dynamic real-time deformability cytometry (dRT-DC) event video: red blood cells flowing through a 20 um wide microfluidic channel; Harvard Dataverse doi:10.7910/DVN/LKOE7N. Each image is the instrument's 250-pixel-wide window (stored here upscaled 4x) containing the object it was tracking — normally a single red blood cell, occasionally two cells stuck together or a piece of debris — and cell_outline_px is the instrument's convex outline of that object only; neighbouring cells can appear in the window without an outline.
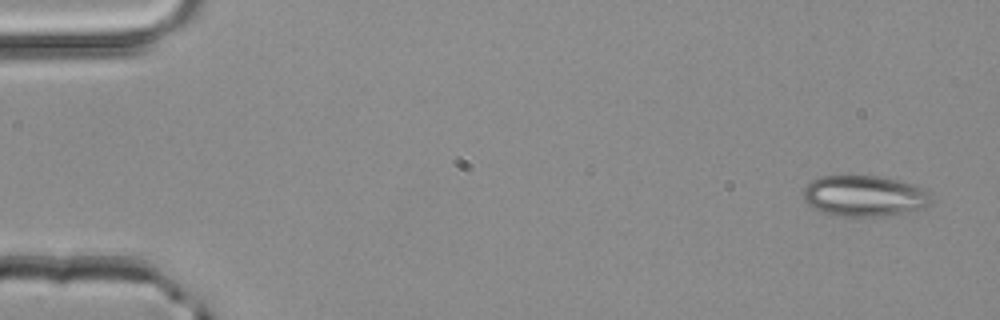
{"species": "common noctule bat (a hibernating species)", "species_latin": "Nyctalus noctula", "temperature_condition": "room temperature", "stored_images_in_passage": 3, "camera_frame_rate_fps": 3000, "um_per_image_px": 0.085, "animal": {"sex": "male", "body_mass_g": 20.4}, "frame": {"image": 1, "passage_image": 1, "time_ms": 0.0, "image_size_px": [1000, 320], "cell_outline_px": [[932, 200], [924, 208], [904, 216], [840, 216], [824, 212], [808, 204], [804, 200], [804, 188], [812, 180], [820, 176], [880, 176], [904, 180], [924, 188]], "centroid_in_image_um": [73.56, 16.66], "position_along_channel_um": 11.4, "area_um2": 31.04}}